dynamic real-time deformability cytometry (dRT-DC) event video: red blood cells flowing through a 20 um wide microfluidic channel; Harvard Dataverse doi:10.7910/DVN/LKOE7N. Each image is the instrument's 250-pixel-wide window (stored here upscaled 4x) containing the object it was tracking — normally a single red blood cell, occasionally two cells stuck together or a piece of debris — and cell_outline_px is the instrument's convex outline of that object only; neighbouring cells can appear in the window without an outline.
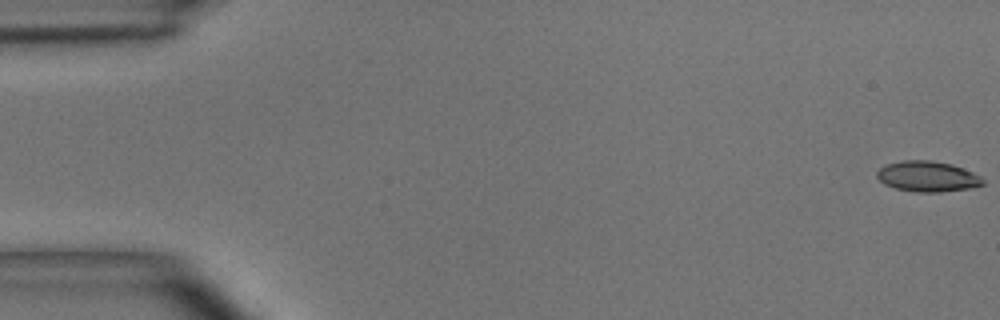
{"species": "common noctule bat (a hibernating species)", "species_latin": "Nyctalus noctula", "temperature_condition": "room temperature", "stored_images_in_passage": 16, "camera_frame_rate_fps": 3000, "um_per_image_px": 0.085, "animal": {"sex": "male", "body_mass_g": 15.6}, "frame": {"image": 1, "passage_image": 1, "time_ms": 0.0, "image_size_px": [1000, 320], "cell_outline_px": [[984, 184], [968, 188], [940, 192], [916, 192], [896, 188], [884, 184], [876, 176], [876, 172], [884, 164], [904, 160], [928, 160], [952, 164], [972, 172], [980, 176], [984, 180]], "centroid_in_image_um": [78.81, 14.99], "position_along_channel_um": 6.2, "area_um2": 18.79}}
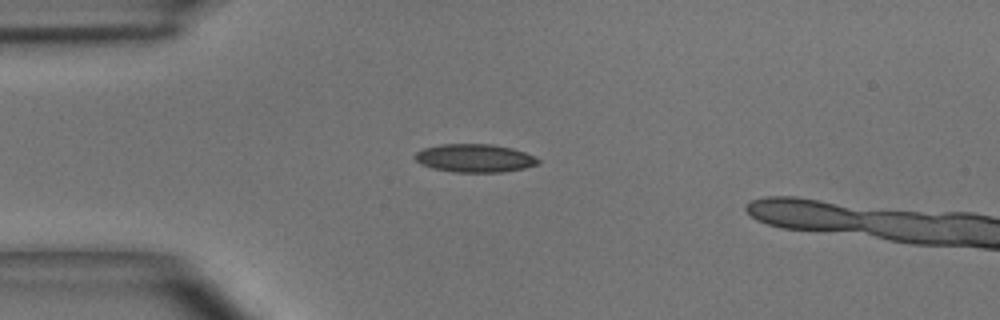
{"frame": {"image": 2, "passage_image": 13, "time_ms": 4.0, "image_size_px": [1000, 320], "cell_outline_px": [[540, 164], [524, 168], [504, 172], [452, 172], [432, 168], [420, 164], [412, 156], [416, 152], [424, 148], [440, 144], [492, 144], [512, 148], [536, 156], [540, 160]], "centroid_in_image_um": [40.35, 13.44], "position_along_channel_um": 44.7, "area_um2": 20.46}}